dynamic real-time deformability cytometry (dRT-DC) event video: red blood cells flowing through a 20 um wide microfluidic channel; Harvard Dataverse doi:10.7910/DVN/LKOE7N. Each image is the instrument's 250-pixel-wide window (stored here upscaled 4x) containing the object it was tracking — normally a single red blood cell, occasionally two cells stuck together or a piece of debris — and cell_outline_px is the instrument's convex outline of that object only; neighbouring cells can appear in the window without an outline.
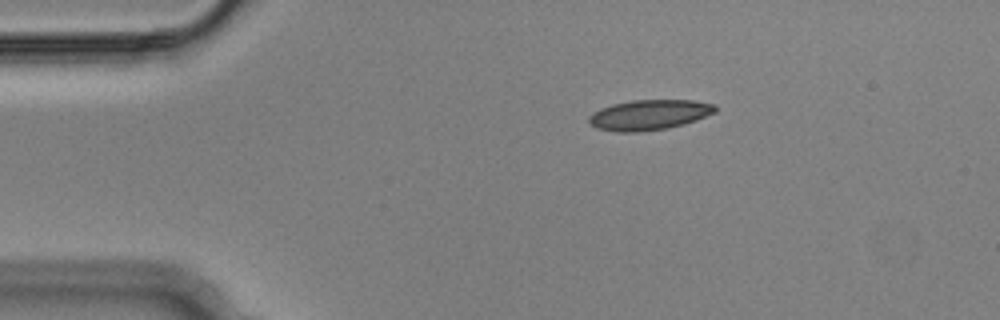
{"species": "Egyptian fruit bat (a non-hibernating species)", "species_latin": "Rousettus aegyptiacus", "temperature_condition": "cold", "stored_images_in_passage": 2, "camera_frame_rate_fps": 3000, "um_per_image_px": 0.085, "animal": {"sex": "male"}, "frame": {"image": 1, "passage_image": 1, "time_ms": 0.0, "image_size_px": [1000, 320], "cell_outline_px": [[716, 112], [696, 120], [684, 124], [668, 128], [640, 132], [616, 132], [596, 128], [588, 120], [588, 116], [600, 108], [612, 104], [632, 100], [696, 100], [716, 104]], "centroid_in_image_um": [55.2, 9.76], "position_along_channel_um": 29.8, "area_um2": 22.43}}